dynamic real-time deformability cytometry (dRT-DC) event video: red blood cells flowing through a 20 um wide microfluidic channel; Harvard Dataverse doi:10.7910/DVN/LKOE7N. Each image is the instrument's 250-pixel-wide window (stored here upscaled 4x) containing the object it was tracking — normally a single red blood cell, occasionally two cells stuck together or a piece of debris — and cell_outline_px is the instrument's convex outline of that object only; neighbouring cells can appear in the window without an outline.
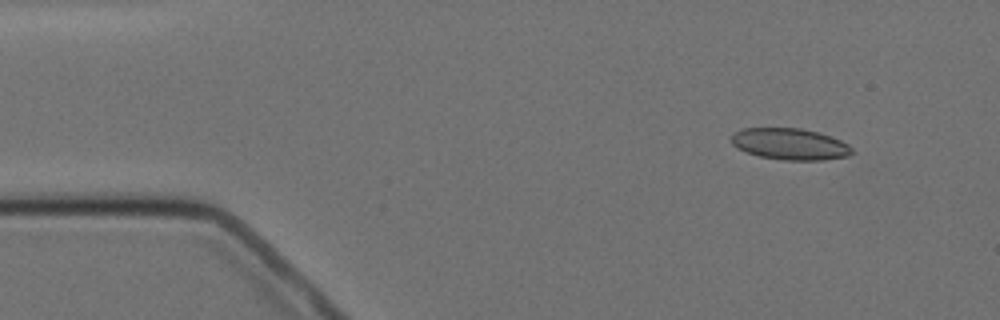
{"species": "Egyptian fruit bat (a non-hibernating species)", "species_latin": "Rousettus aegyptiacus", "temperature_condition": "cold", "stored_images_in_passage": 5, "camera_frame_rate_fps": 3000, "um_per_image_px": 0.085, "animal": {"sex": "female"}, "frame": {"image": 1, "passage_image": 2, "time_ms": 1.0, "image_size_px": [1000, 320], "cell_outline_px": [[852, 152], [848, 156], [824, 160], [784, 160], [760, 156], [736, 148], [732, 144], [732, 136], [736, 132], [744, 128], [800, 128], [816, 132], [840, 140], [848, 144], [852, 148]], "centroid_in_image_um": [67.15, 12.25], "position_along_channel_um": 17.9, "area_um2": 21.85}}